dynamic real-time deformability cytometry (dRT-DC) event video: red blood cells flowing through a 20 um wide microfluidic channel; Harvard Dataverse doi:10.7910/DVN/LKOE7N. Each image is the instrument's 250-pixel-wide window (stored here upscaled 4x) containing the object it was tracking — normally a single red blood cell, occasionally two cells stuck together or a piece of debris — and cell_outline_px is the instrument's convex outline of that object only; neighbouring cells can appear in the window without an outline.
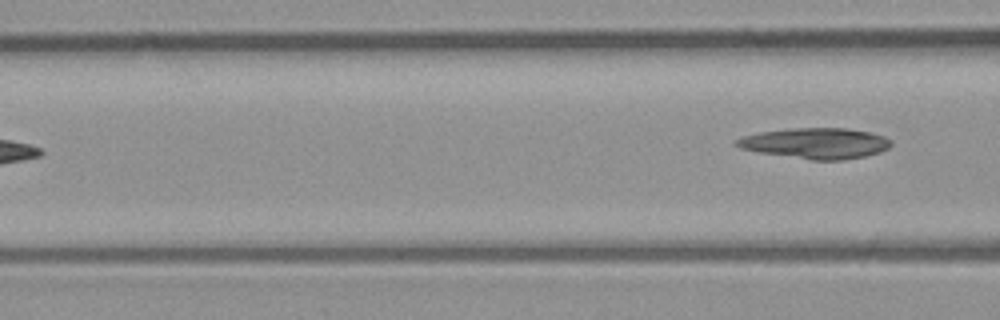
{"species": "common noctule bat (a hibernating species)", "species_latin": "Nyctalus noctula", "temperature_condition": "room temperature", "stored_images_in_passage": 7, "camera_frame_rate_fps": 3000, "um_per_image_px": 0.085, "animal": {"sex": "male", "body_mass_g": 23.1, "forearm_length_mm": 52.7}, "frame": {"image": 1, "passage_image": 7, "time_ms": 2.0, "image_size_px": [1000, 320], "cell_outline_px": [[892, 144], [888, 148], [880, 152], [864, 156], [840, 160], [812, 160], [760, 152], [740, 148], [732, 144], [732, 140], [744, 136], [760, 132], [796, 128], [848, 128], [868, 132], [884, 136], [892, 140]], "centroid_in_image_um": [69.32, 12.17], "position_along_channel_um": 97.3, "area_um2": 27.57}}